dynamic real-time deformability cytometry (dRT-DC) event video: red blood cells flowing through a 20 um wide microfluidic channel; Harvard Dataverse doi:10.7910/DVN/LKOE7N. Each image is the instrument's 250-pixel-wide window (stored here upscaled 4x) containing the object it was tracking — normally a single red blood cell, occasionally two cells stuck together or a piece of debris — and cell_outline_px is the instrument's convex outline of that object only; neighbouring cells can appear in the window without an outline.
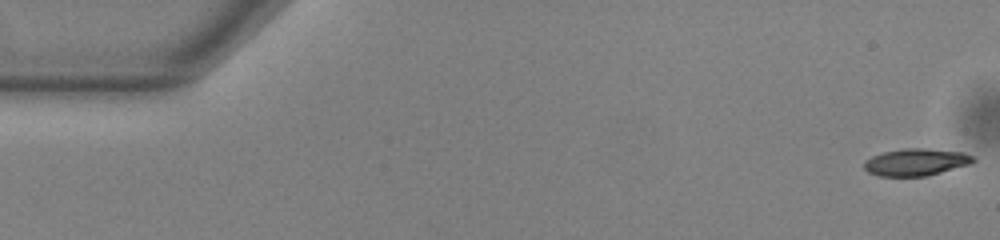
{"species": "common noctule bat (a hibernating species)", "species_latin": "Nyctalus noctula", "temperature_condition": "warm", "stored_images_in_passage": 53, "camera_frame_rate_fps": 3000, "um_per_image_px": 0.085, "animal": {"sex": "male", "body_mass_g": 13.0, "forearm_length_mm": 53.1}, "frame": {"image": 1, "passage_image": 1, "time_ms": 0.0, "image_size_px": [1000, 240], "cell_outline_px": [[976, 160], [972, 164], [924, 176], [880, 176], [868, 172], [864, 168], [864, 160], [872, 156], [884, 152], [904, 148], [924, 148], [964, 152], [976, 156]], "centroid_in_image_um": [77.89, 13.77], "position_along_channel_um": 7.1, "area_um2": 17.34}}
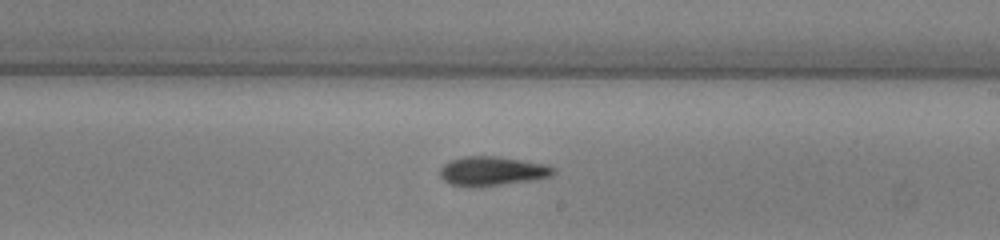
{"frame": {"image": 2, "passage_image": 31, "time_ms": 10.0, "image_size_px": [1000, 240], "cell_outline_px": [[556, 172], [552, 176], [532, 180], [468, 188], [448, 184], [440, 176], [440, 168], [448, 160], [464, 156], [500, 156], [548, 164], [556, 168]], "centroid_in_image_um": [41.83, 14.53], "position_along_channel_um": 247.2, "area_um2": 19.71}}
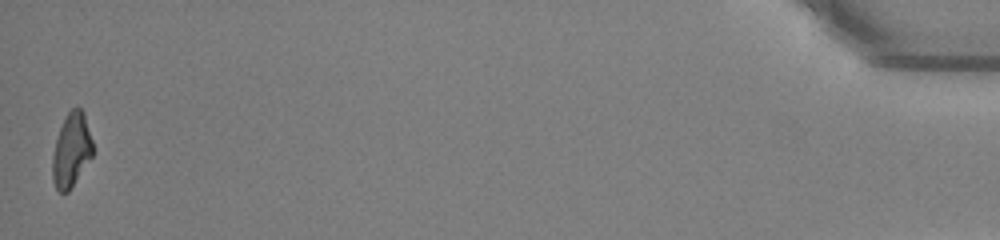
{"frame": {"image": 3, "passage_image": 53, "time_ms": 17.333, "image_size_px": [1000, 240], "cell_outline_px": [[92, 156], [68, 192], [60, 192], [56, 188], [52, 180], [52, 156], [56, 140], [60, 128], [68, 112], [76, 104], [84, 112], [92, 140]], "centroid_in_image_um": [6.06, 12.74], "position_along_channel_um": 429.1, "area_um2": 17.22}, "authors_computed_cell_mechanics": {"area_um2": 18.3226, "velocity_mm_per_s": 3.8478, "shape_relaxation_time_tau1_ms": 4.4729, "shape_relaxation_time_tau2_ms": null, "deformation_change_tau1": 0.1572, "deformation_change_tau2": null}}